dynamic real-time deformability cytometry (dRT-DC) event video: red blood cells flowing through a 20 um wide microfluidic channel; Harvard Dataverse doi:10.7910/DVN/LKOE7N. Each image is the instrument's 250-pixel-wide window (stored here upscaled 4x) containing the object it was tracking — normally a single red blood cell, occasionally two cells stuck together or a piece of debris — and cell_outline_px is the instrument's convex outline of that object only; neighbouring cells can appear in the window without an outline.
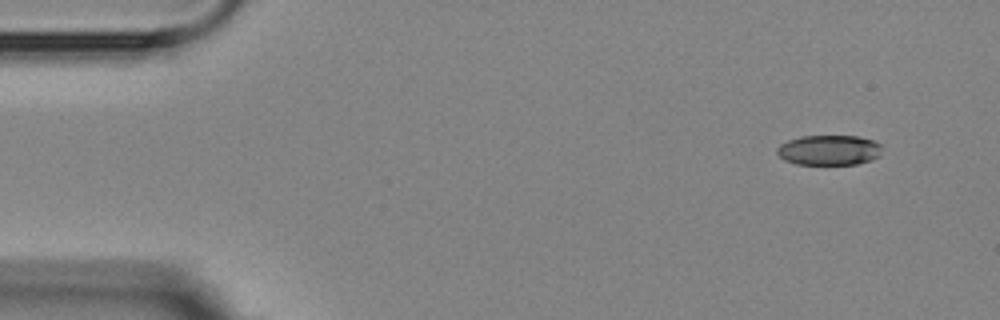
{"species": "Egyptian fruit bat (a non-hibernating species)", "species_latin": "Rousettus aegyptiacus", "temperature_condition": "room temperature", "stored_images_in_passage": 4, "camera_frame_rate_fps": 3000, "um_per_image_px": 0.085, "animal": {"sex": "female"}, "frame": {"image": 1, "passage_image": 1, "time_ms": 0.0, "image_size_px": [1000, 320], "cell_outline_px": [[880, 156], [856, 164], [796, 164], [784, 160], [776, 152], [776, 148], [780, 144], [788, 140], [800, 136], [856, 136], [872, 140], [880, 144]], "centroid_in_image_um": [70.42, 12.75], "position_along_channel_um": 14.6, "area_um2": 18.32}}